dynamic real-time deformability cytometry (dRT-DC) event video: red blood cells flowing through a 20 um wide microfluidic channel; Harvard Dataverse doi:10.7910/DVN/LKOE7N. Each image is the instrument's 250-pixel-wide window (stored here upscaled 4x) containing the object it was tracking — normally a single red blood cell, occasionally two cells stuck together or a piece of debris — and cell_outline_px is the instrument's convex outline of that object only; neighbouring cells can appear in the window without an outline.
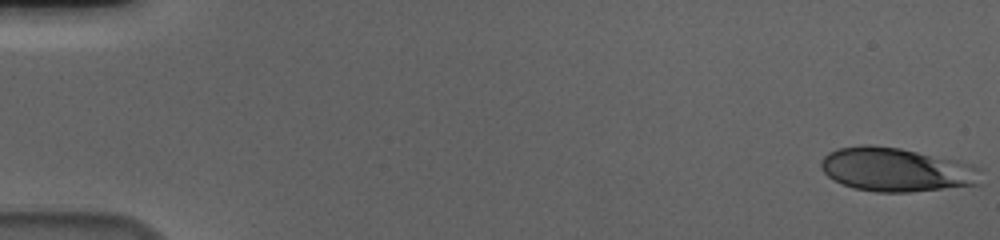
{"species": "human", "species_latin": "Homo sapiens", "temperature_condition": "cold", "stored_images_in_passage": 57, "camera_frame_rate_fps": 3000, "um_per_image_px": 0.085, "donor": {"sex": "male"}, "frame": {"image": 1, "passage_image": 1, "time_ms": 0.0, "image_size_px": [1000, 240], "cell_outline_px": [[984, 184], [908, 192], [876, 192], [856, 188], [844, 184], [828, 176], [824, 172], [820, 164], [820, 160], [828, 152], [840, 148], [864, 144], [868, 144], [900, 148], [956, 160], [972, 164], [984, 168]], "centroid_in_image_um": [76.29, 14.42], "position_along_channel_um": 8.7, "area_um2": 41.21}}
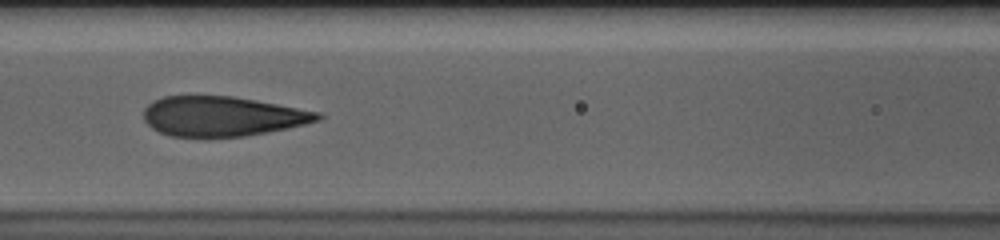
{"frame": {"image": 2, "passage_image": 26, "time_ms": 8.333, "image_size_px": [1000, 240], "cell_outline_px": [[324, 116], [320, 120], [288, 128], [244, 136], [168, 136], [152, 128], [144, 120], [144, 108], [148, 104], [164, 96], [232, 96], [320, 112]], "centroid_in_image_um": [18.89, 9.88], "position_along_channel_um": 147.7, "area_um2": 39.94}}
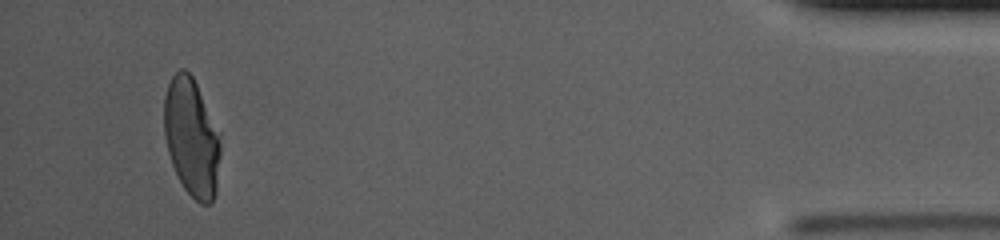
{"frame": {"image": 3, "passage_image": 54, "time_ms": 17.667, "image_size_px": [1000, 240], "cell_outline_px": [[220, 156], [216, 192], [212, 204], [200, 204], [184, 188], [172, 164], [168, 152], [164, 136], [164, 96], [168, 84], [172, 76], [180, 68], [184, 68], [192, 76], [220, 132]], "centroid_in_image_um": [16.29, 11.69], "position_along_channel_um": 418.9, "area_um2": 38.84}, "authors_computed_cell_mechanics": {"area_um2": 40.6334, "velocity_mm_per_s": 3.6403, "shape_relaxation_time_tau1_ms": 6.1554, "shape_relaxation_time_tau2_ms": null, "deformation_change_tau1": 0.2399, "deformation_change_tau2": null}}